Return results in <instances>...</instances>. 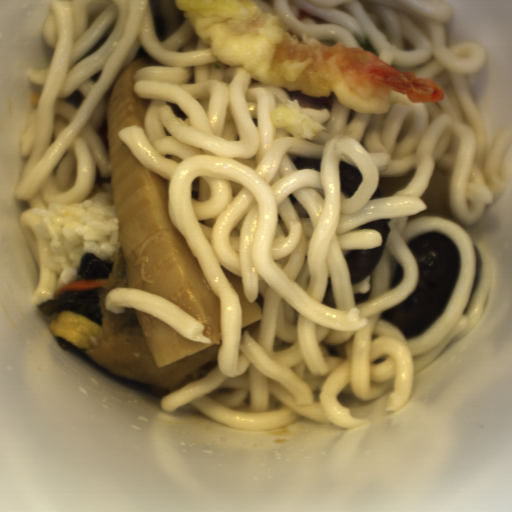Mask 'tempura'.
I'll return each mask as SVG.
<instances>
[{"label": "tempura", "mask_w": 512, "mask_h": 512, "mask_svg": "<svg viewBox=\"0 0 512 512\" xmlns=\"http://www.w3.org/2000/svg\"><path fill=\"white\" fill-rule=\"evenodd\" d=\"M174 2L219 62L242 66L266 86L316 98L333 93L346 108L369 115L388 113L394 92L410 104L438 103L446 95L437 81L400 71L363 47L326 45L305 32L299 41L281 27V16L254 0Z\"/></svg>", "instance_id": "obj_1"}]
</instances>
